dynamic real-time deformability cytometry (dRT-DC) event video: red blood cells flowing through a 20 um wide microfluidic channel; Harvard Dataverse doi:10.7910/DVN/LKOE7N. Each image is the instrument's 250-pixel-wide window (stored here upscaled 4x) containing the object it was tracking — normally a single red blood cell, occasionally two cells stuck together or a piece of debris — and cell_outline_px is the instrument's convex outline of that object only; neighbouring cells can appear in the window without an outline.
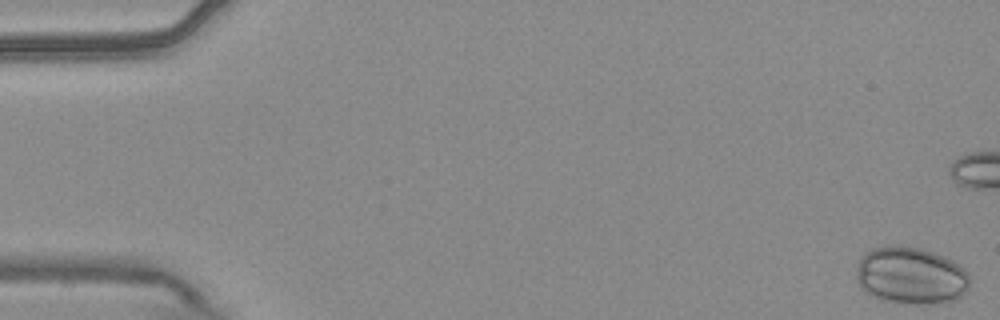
{"species": "common noctule bat (a hibernating species)", "species_latin": "Nyctalus noctula", "temperature_condition": "warm", "stored_images_in_passage": 43, "camera_frame_rate_fps": 3000, "um_per_image_px": 0.085, "animal": {"sex": "male", "body_mass_g": 20.4}, "frame": {"image": 1, "passage_image": 1, "time_ms": 0.0, "image_size_px": [1000, 320], "cell_outline_px": [[968, 288], [956, 300], [880, 300], [872, 296], [856, 280], [856, 272], [860, 256], [864, 252], [872, 248], [888, 244], [900, 244], [920, 248], [944, 256], [952, 260], [964, 268], [968, 272]], "centroid_in_image_um": [77.37, 23.32], "position_along_channel_um": 7.6, "area_um2": 36.88}}
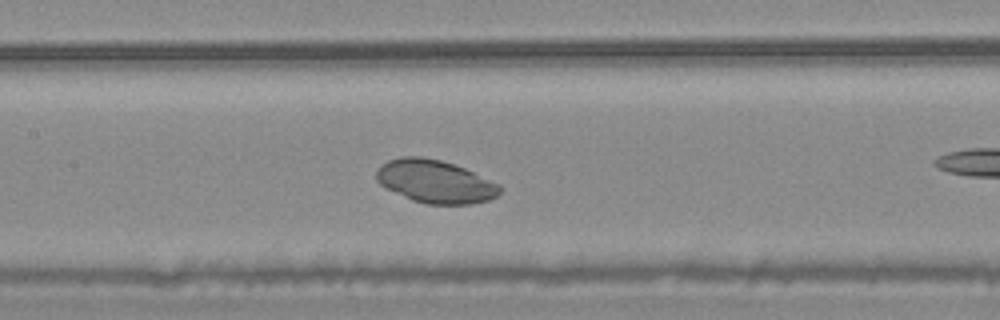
{"frame": {"image": 2, "passage_image": 26, "time_ms": 8.333, "image_size_px": [1000, 320], "cell_outline_px": [[504, 188], [496, 196], [488, 200], [472, 204], [424, 204], [412, 200], [384, 188], [376, 180], [376, 172], [388, 160], [400, 156], [420, 156], [440, 160], [464, 168], [500, 184]], "centroid_in_image_um": [36.99, 15.44], "position_along_channel_um": 170.4, "area_um2": 30.98}}
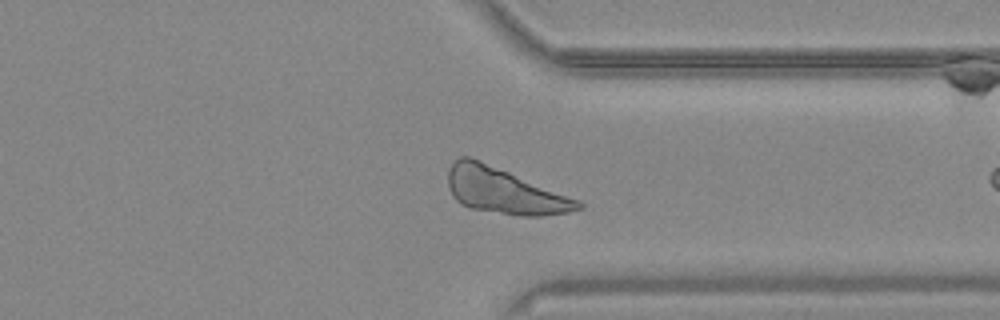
{"frame": {"image": 3, "passage_image": 42, "time_ms": 13.667, "image_size_px": [1000, 320], "cell_outline_px": [[584, 208], [568, 212], [540, 216], [520, 216], [468, 208], [460, 204], [452, 196], [448, 188], [448, 168], [452, 160], [460, 156], [468, 156], [480, 160], [576, 200], [584, 204]], "centroid_in_image_um": [42.76, 16.23], "position_along_channel_um": 368.6, "area_um2": 34.33}}